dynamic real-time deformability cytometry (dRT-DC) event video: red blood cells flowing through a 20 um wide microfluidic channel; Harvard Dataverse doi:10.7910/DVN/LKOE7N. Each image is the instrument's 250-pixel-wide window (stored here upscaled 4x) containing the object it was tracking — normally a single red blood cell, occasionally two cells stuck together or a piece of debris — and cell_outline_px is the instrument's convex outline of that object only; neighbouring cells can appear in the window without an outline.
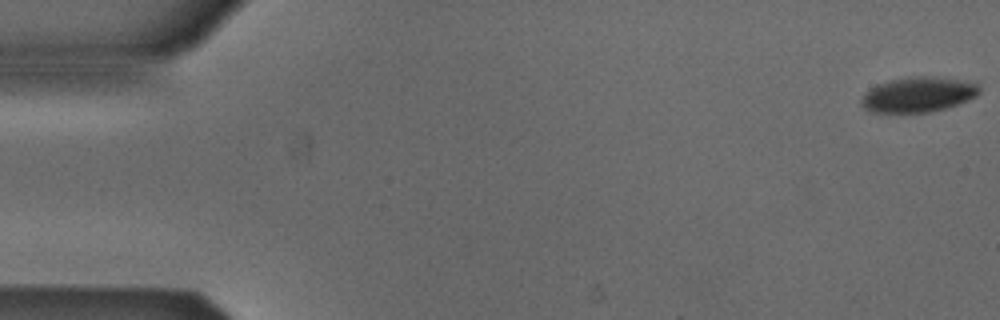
{"species": "Egyptian fruit bat (a non-hibernating species)", "species_latin": "Rousettus aegyptiacus", "temperature_condition": "cold", "stored_images_in_passage": 53, "camera_frame_rate_fps": 3000, "um_per_image_px": 0.085, "animal": {"sex": "male"}, "frame": {"image": 1, "passage_image": 1, "time_ms": 0.0, "image_size_px": [1000, 320], "cell_outline_px": [[980, 92], [976, 96], [956, 104], [944, 108], [928, 112], [872, 112], [864, 108], [860, 104], [860, 100], [872, 88], [880, 84], [892, 80], [908, 76], [928, 76], [956, 80], [976, 84], [980, 88]], "centroid_in_image_um": [78.02, 8.04], "position_along_channel_um": 7.0, "area_um2": 23.47}}
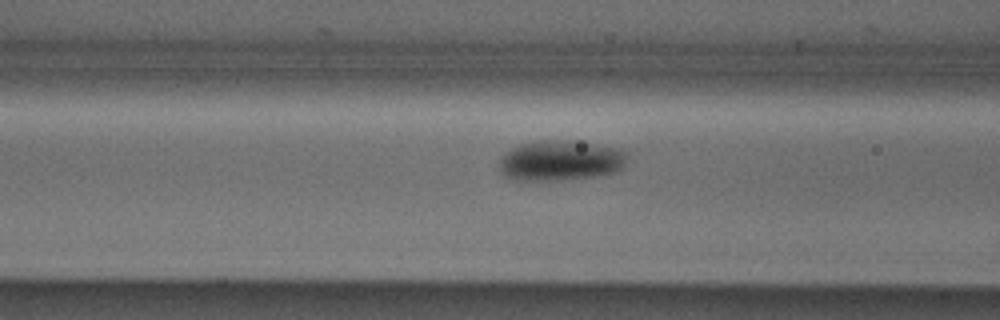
{"frame": {"image": 2, "passage_image": 21, "time_ms": 6.667, "image_size_px": [1000, 320], "cell_outline_px": [[624, 164], [616, 172], [596, 176], [564, 180], [512, 180], [504, 176], [496, 168], [500, 156], [512, 148], [520, 144], [540, 140], [564, 140], [592, 144], [612, 148], [624, 152]], "centroid_in_image_um": [47.5, 13.67], "position_along_channel_um": 119.1, "area_um2": 29.94}}
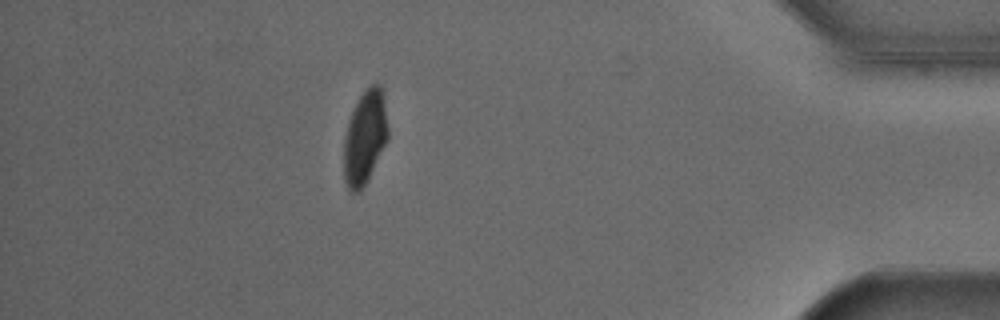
{"frame": {"image": 3, "passage_image": 47, "time_ms": 15.333, "image_size_px": [1000, 320], "cell_outline_px": [[388, 140], [368, 180], [356, 192], [352, 192], [348, 188], [344, 180], [344, 136], [352, 112], [364, 88], [368, 84], [380, 84], [384, 92], [388, 128]], "centroid_in_image_um": [31.04, 11.63], "position_along_channel_um": 404.2, "area_um2": 24.28}, "authors_computed_cell_mechanics": {"area_um2": 26.588, "velocity_mm_per_s": 3.8622, "shape_relaxation_time_tau1_ms": 3.7353, "shape_relaxation_time_tau2_ms": null, "deformation_change_tau1": 0.1062, "deformation_change_tau2": null}}